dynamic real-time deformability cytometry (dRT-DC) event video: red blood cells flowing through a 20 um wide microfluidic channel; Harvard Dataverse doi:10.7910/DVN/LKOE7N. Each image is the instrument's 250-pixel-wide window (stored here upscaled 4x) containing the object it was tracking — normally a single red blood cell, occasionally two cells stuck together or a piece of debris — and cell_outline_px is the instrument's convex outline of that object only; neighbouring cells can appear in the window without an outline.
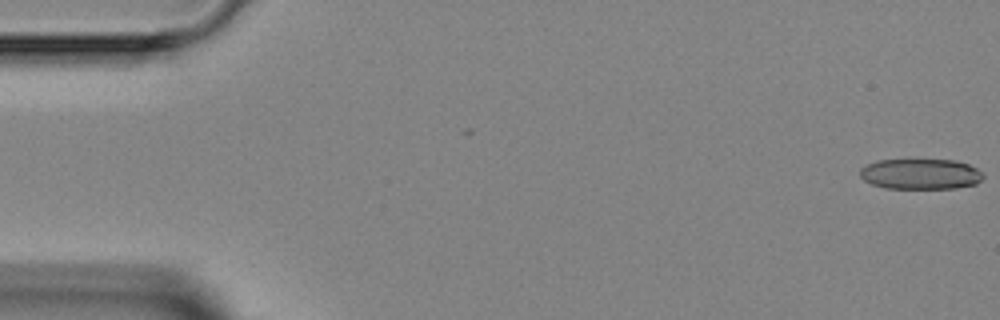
{"species": "Egyptian fruit bat (a non-hibernating species)", "species_latin": "Rousettus aegyptiacus", "temperature_condition": "room temperature", "stored_images_in_passage": 4, "camera_frame_rate_fps": 3000, "um_per_image_px": 0.085, "animal": {"sex": "female"}, "frame": {"image": 1, "passage_image": 1, "time_ms": 0.0, "image_size_px": [1000, 320], "cell_outline_px": [[984, 176], [976, 184], [956, 188], [884, 188], [872, 184], [864, 180], [860, 176], [860, 168], [876, 160], [956, 160], [968, 164], [976, 168]], "centroid_in_image_um": [78.23, 14.79], "position_along_channel_um": 6.8, "area_um2": 21.85}}
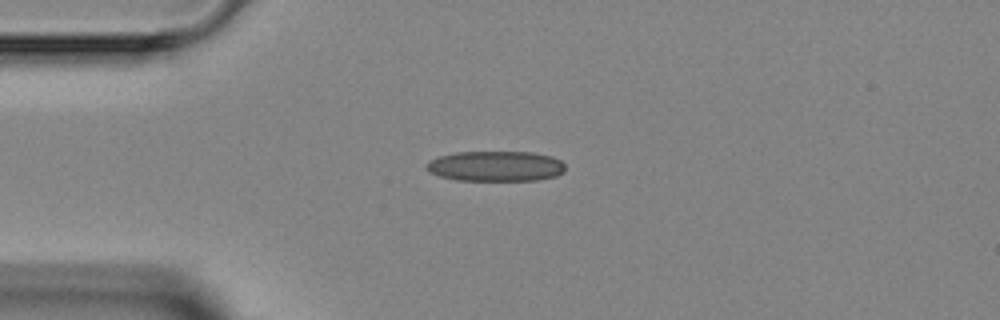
{"frame": {"image": 2, "passage_image": 4, "time_ms": 3.667, "image_size_px": [1000, 320], "cell_outline_px": [[564, 172], [556, 176], [536, 180], [456, 180], [440, 176], [428, 172], [424, 168], [424, 164], [428, 160], [440, 156], [456, 152], [532, 152], [552, 156], [560, 160], [564, 164]], "centroid_in_image_um": [42.09, 14.12], "position_along_channel_um": 42.9, "area_um2": 24.68}}